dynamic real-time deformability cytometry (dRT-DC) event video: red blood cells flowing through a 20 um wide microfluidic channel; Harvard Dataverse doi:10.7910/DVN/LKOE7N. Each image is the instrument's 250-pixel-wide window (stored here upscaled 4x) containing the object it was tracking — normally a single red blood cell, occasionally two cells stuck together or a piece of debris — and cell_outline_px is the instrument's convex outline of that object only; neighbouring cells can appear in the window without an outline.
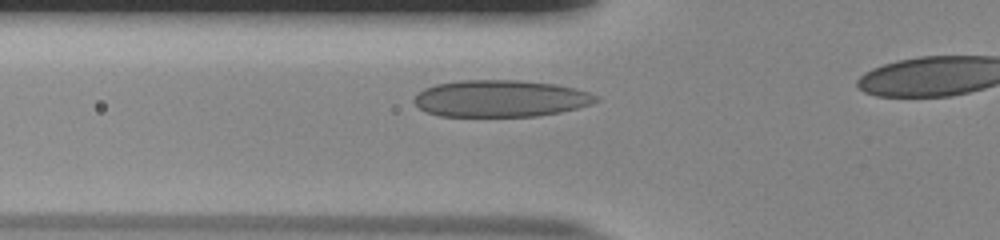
{"species": "human", "species_latin": "Homo sapiens", "temperature_condition": "room temperature", "stored_images_in_passage": 29, "camera_frame_rate_fps": 3000, "um_per_image_px": 0.085, "donor": {"sex": "male"}, "frame": {"image": 1, "passage_image": 4, "time_ms": 1.0, "image_size_px": [1000, 240], "cell_outline_px": [[600, 100], [592, 104], [560, 112], [536, 116], [440, 116], [428, 112], [420, 108], [412, 100], [424, 88], [436, 84], [460, 80], [516, 80], [556, 84], [576, 88], [600, 96]], "centroid_in_image_um": [42.58, 8.37], "position_along_channel_um": 83.2, "area_um2": 39.07}}
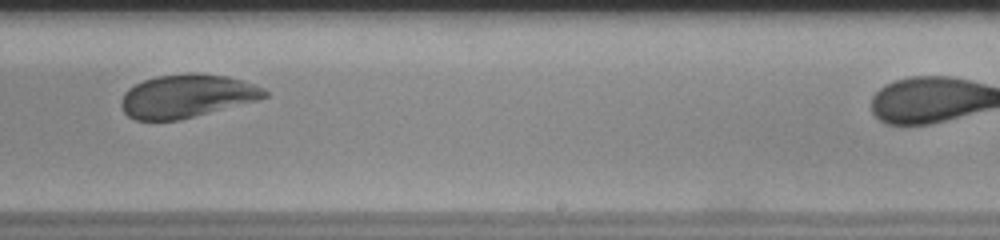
{"frame": {"image": 2, "passage_image": 19, "time_ms": 6.0, "image_size_px": [1000, 240], "cell_outline_px": [[268, 96], [256, 100], [180, 120], [136, 120], [128, 116], [124, 112], [120, 104], [120, 100], [124, 92], [128, 88], [144, 80], [156, 76], [184, 72], [196, 72], [228, 76], [264, 88], [268, 92]], "centroid_in_image_um": [15.84, 8.15], "position_along_channel_um": 273.2, "area_um2": 36.18}}
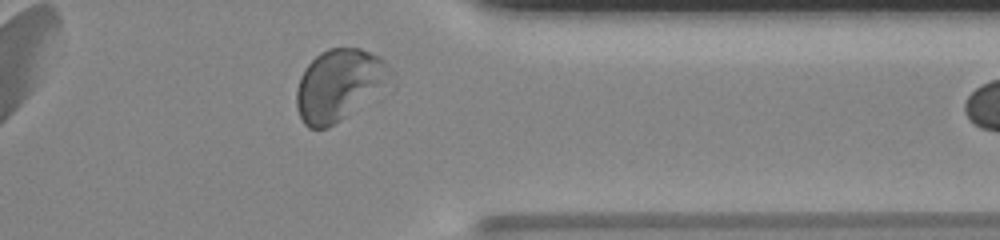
{"frame": {"image": 3, "passage_image": 28, "time_ms": 9.0, "image_size_px": [1000, 240], "cell_outline_px": [[384, 60], [380, 80], [344, 116], [328, 128], [308, 128], [304, 124], [296, 108], [296, 92], [300, 76], [308, 64], [320, 52], [328, 48], [360, 48], [380, 56]], "centroid_in_image_um": [28.53, 7.19], "position_along_channel_um": 382.9, "area_um2": 35.78}}